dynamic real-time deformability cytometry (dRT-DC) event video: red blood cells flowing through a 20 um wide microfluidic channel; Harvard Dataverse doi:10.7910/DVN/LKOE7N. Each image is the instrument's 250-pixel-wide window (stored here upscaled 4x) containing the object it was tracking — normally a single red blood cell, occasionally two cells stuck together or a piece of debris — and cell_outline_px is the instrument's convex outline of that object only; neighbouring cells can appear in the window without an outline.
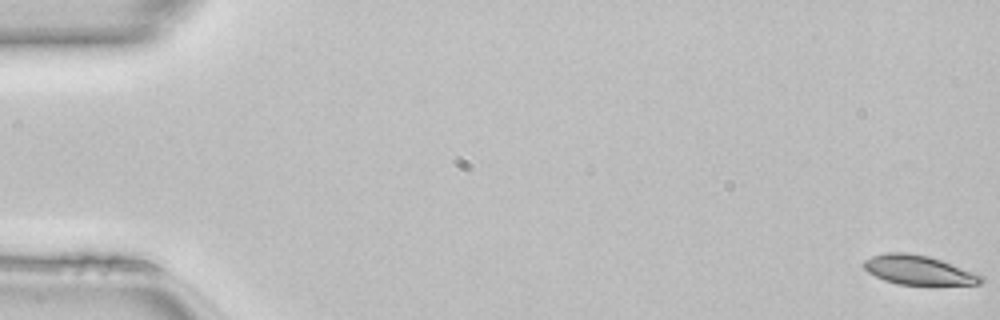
{"species": "common noctule bat (a hibernating species)", "species_latin": "Nyctalus noctula", "temperature_condition": "room temperature", "stored_images_in_passage": 50, "camera_frame_rate_fps": 3000, "um_per_image_px": 0.085, "animal": {"sex": "female", "body_mass_g": 22.7, "forearm_length_mm": 54.2}, "frame": {"image": 1, "passage_image": 1, "time_ms": 0.0, "image_size_px": [1000, 320], "cell_outline_px": [[984, 280], [980, 284], [896, 284], [884, 280], [868, 272], [864, 268], [864, 260], [872, 256], [884, 252], [908, 252], [928, 256], [940, 260], [984, 276]], "centroid_in_image_um": [78.04, 22.94], "position_along_channel_um": 7.0, "area_um2": 19.77}}
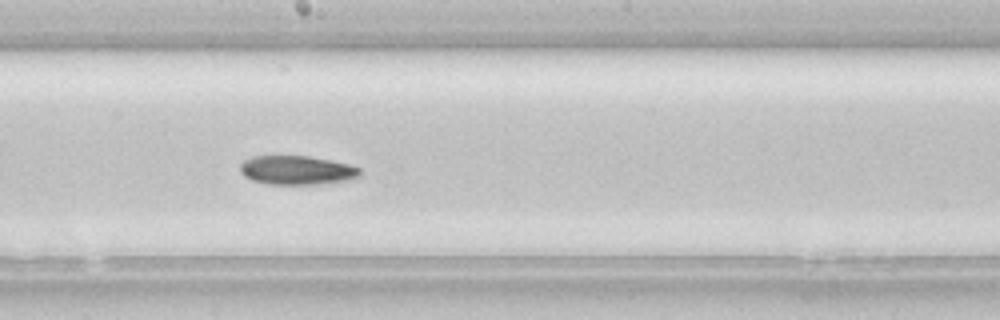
{"frame": {"image": 2, "passage_image": 28, "time_ms": 9.0, "image_size_px": [1000, 320], "cell_outline_px": [[360, 176], [352, 180], [316, 184], [268, 184], [252, 180], [244, 176], [240, 172], [240, 164], [244, 160], [252, 156], [308, 156], [332, 160], [348, 164], [360, 168]], "centroid_in_image_um": [25.24, 14.46], "position_along_channel_um": 223.0, "area_um2": 20.35}}
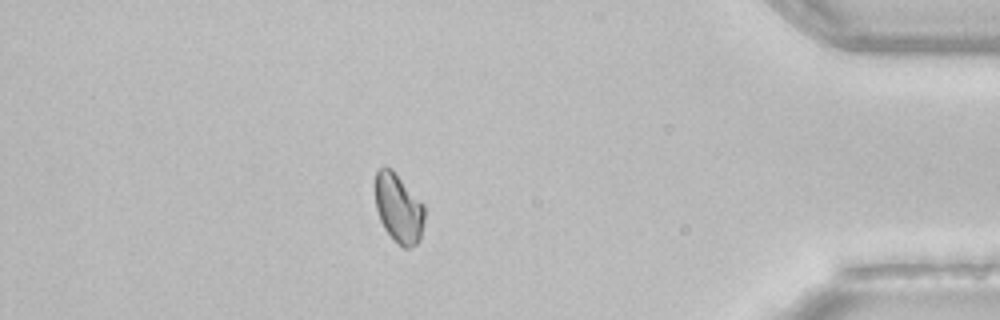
{"frame": {"image": 3, "passage_image": 44, "time_ms": 14.333, "image_size_px": [1000, 320], "cell_outline_px": [[424, 220], [420, 240], [416, 244], [408, 248], [404, 248], [384, 228], [380, 220], [376, 208], [376, 172], [380, 168], [392, 168], [424, 204]], "centroid_in_image_um": [33.9, 17.69], "position_along_channel_um": 401.3, "area_um2": 19.59}}